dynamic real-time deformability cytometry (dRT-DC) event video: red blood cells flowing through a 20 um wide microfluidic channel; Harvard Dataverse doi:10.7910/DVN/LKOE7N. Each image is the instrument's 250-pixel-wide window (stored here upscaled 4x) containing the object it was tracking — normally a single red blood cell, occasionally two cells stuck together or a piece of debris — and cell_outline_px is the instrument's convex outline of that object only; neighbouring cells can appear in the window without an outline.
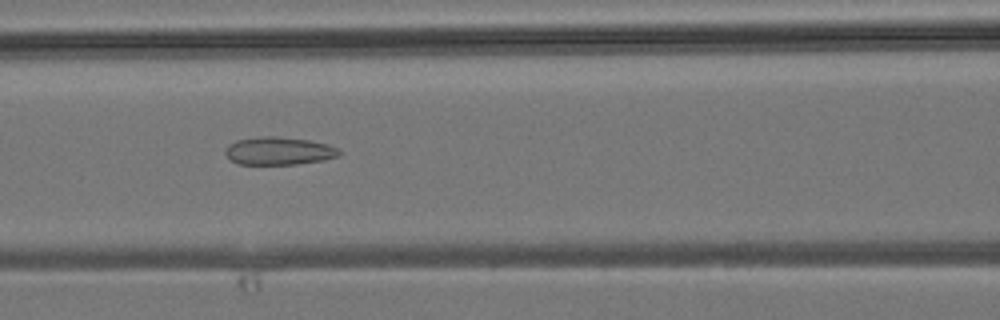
{"species": "common noctule bat (a hibernating species)", "species_latin": "Nyctalus noctula", "temperature_condition": "room temperature", "stored_images_in_passage": 46, "camera_frame_rate_fps": 3000, "um_per_image_px": 0.085, "animal": {"sex": "male", "body_mass_g": 19.2, "forearm_length_mm": 51.8}, "frame": {"image": 1, "passage_image": 20, "time_ms": 6.333, "image_size_px": [1000, 320], "cell_outline_px": [[340, 156], [324, 160], [296, 164], [240, 164], [232, 160], [224, 152], [224, 148], [228, 144], [236, 140], [260, 136], [276, 136], [308, 140], [328, 144], [340, 148]], "centroid_in_image_um": [23.72, 12.82], "position_along_channel_um": 142.9, "area_um2": 18.61}}
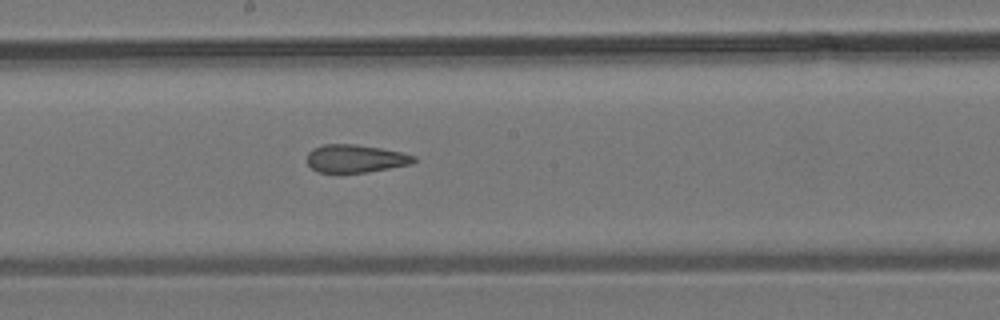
{"frame": {"image": 2, "passage_image": 25, "time_ms": 8.0, "image_size_px": [1000, 320], "cell_outline_px": [[416, 160], [412, 164], [368, 172], [316, 172], [308, 164], [308, 152], [312, 148], [324, 144], [356, 144], [380, 148], [400, 152], [416, 156]], "centroid_in_image_um": [30.21, 13.47], "position_along_channel_um": 218.0, "area_um2": 17.34}}
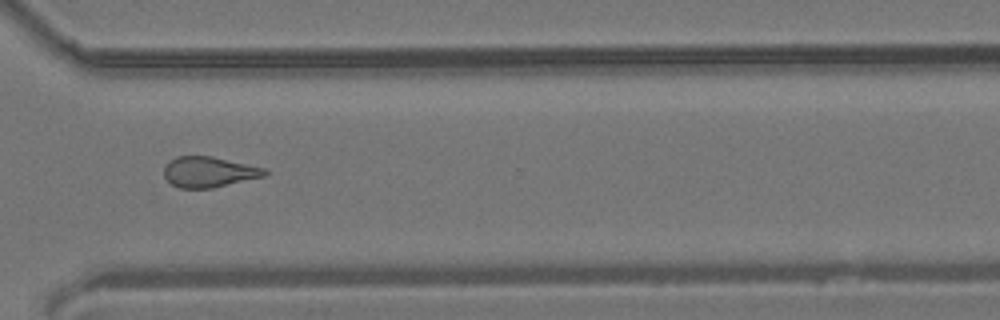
{"frame": {"image": 3, "passage_image": 34, "time_ms": 11.0, "image_size_px": [1000, 320], "cell_outline_px": [[268, 176], [212, 188], [180, 188], [172, 184], [164, 176], [164, 168], [176, 156], [212, 156], [264, 168], [268, 172]], "centroid_in_image_um": [17.8, 14.62], "position_along_channel_um": 352.8, "area_um2": 17.86}}